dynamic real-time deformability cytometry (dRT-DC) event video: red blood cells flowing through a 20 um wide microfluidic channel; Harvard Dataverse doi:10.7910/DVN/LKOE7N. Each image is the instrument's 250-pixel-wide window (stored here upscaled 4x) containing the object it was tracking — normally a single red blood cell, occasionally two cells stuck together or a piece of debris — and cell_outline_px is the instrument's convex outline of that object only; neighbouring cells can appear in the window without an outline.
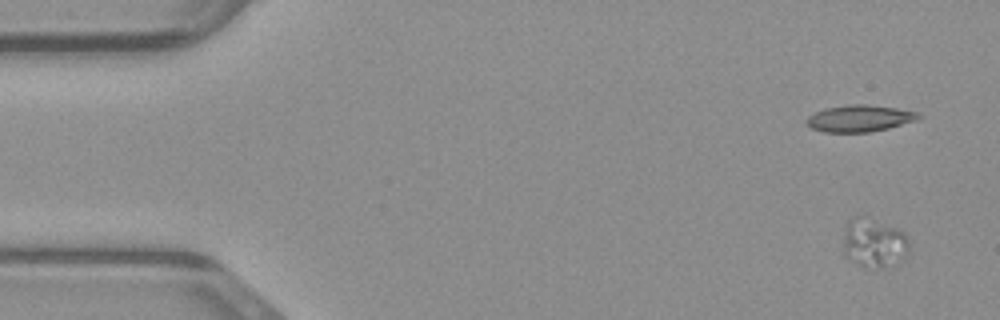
{"species": "common noctule bat (a hibernating species)", "species_latin": "Nyctalus noctula", "temperature_condition": "warm", "stored_images_in_passage": 50, "camera_frame_rate_fps": 3000, "um_per_image_px": 0.085, "animal": {"sex": "male", "body_mass_g": 23.1, "forearm_length_mm": 52.7}, "frame": {"image": 1, "passage_image": 3, "time_ms": 0.667, "image_size_px": [1000, 320], "cell_outline_px": [[908, 252], [896, 264], [880, 268], [864, 268], [844, 256], [844, 232], [848, 220], [852, 216], [864, 216], [896, 228], [904, 232], [908, 236]], "centroid_in_image_um": [74.27, 20.66], "position_along_channel_um": 10.7, "area_um2": 19.02}}
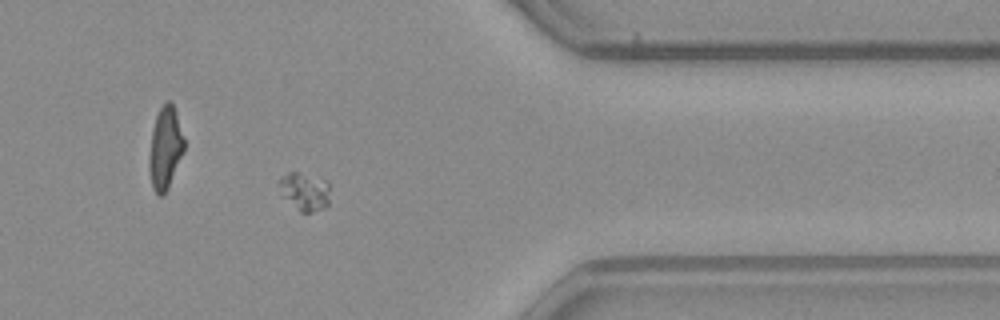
{"frame": {"image": 2, "passage_image": 41, "time_ms": 13.333, "image_size_px": [1000, 320], "cell_outline_px": [[328, 204], [324, 208], [312, 212], [300, 212], [284, 196], [276, 184], [276, 180], [280, 176], [288, 172], [296, 172], [324, 180], [328, 184]], "centroid_in_image_um": [25.84, 16.26], "position_along_channel_um": 385.6, "area_um2": 11.1}}
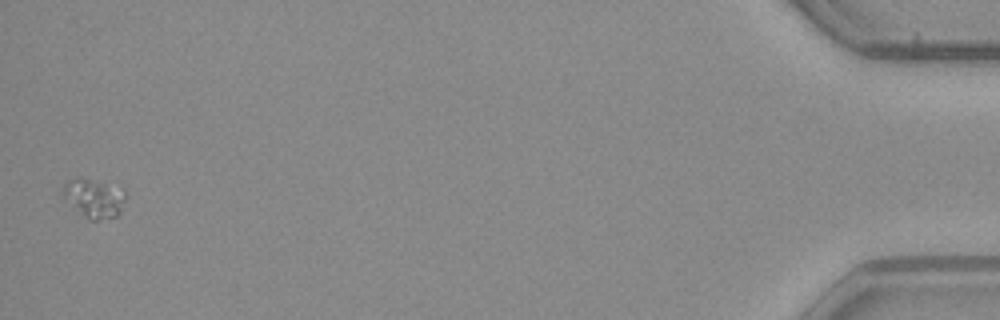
{"frame": {"image": 3, "passage_image": 50, "time_ms": 16.333, "image_size_px": [1000, 320], "cell_outline_px": [[124, 196], [120, 212], [116, 216], [96, 220], [88, 220], [60, 196], [60, 188], [68, 180], [76, 176], [80, 176], [124, 192]], "centroid_in_image_um": [7.84, 16.85], "position_along_channel_um": 427.4, "area_um2": 13.87}}